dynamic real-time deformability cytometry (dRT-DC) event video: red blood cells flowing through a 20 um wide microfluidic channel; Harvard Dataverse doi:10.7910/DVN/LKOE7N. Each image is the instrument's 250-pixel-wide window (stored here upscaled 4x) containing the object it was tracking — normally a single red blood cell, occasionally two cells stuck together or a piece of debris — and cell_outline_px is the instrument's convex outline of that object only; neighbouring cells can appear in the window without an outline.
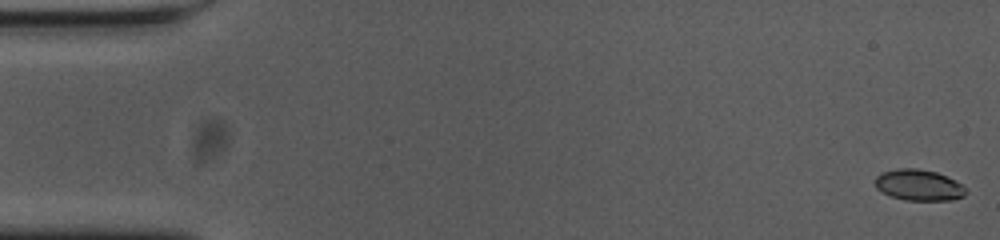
{"species": "common noctule bat (a hibernating species)", "species_latin": "Nyctalus noctula", "temperature_condition": "cold", "stored_images_in_passage": 55, "camera_frame_rate_fps": 3000, "um_per_image_px": 0.085, "animal": {"sex": "female", "body_mass_g": 23.0, "forearm_length_mm": 53.4}, "frame": {"image": 1, "passage_image": 1, "time_ms": 0.0, "image_size_px": [1000, 240], "cell_outline_px": [[968, 192], [964, 196], [952, 200], [904, 200], [892, 196], [876, 188], [876, 176], [880, 172], [896, 168], [916, 168], [936, 172], [960, 184]], "centroid_in_image_um": [78.07, 15.73], "position_along_channel_um": 6.9, "area_um2": 16.24}}
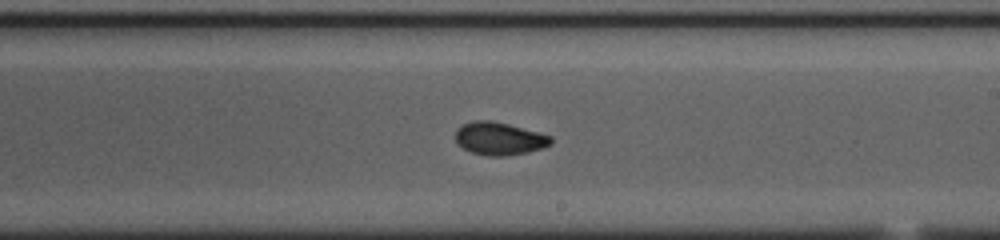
{"frame": {"image": 2, "passage_image": 32, "time_ms": 10.333, "image_size_px": [1000, 240], "cell_outline_px": [[552, 144], [544, 148], [528, 152], [504, 156], [488, 156], [472, 152], [456, 144], [456, 128], [472, 120], [488, 120], [508, 124], [552, 136]], "centroid_in_image_um": [42.44, 11.78], "position_along_channel_um": 246.6, "area_um2": 18.26}}
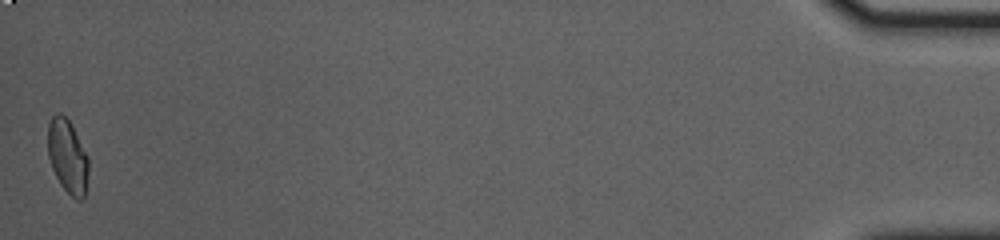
{"frame": {"image": 3, "passage_image": 55, "time_ms": 18.0, "image_size_px": [1000, 240], "cell_outline_px": [[88, 172], [84, 196], [80, 200], [76, 200], [60, 184], [52, 168], [48, 156], [48, 124], [52, 116], [56, 112], [60, 112], [68, 120], [88, 156]], "centroid_in_image_um": [5.73, 13.28], "position_along_channel_um": 429.5, "area_um2": 17.22}, "authors_computed_cell_mechanics": {"area_um2": 17.629, "velocity_mm_per_s": 3.6828, "shape_relaxation_time_tau1_ms": 7.3477, "shape_relaxation_time_tau2_ms": 2.3306, "deformation_change_tau1": 0.1632, "deformation_change_tau2": 0.0569}}